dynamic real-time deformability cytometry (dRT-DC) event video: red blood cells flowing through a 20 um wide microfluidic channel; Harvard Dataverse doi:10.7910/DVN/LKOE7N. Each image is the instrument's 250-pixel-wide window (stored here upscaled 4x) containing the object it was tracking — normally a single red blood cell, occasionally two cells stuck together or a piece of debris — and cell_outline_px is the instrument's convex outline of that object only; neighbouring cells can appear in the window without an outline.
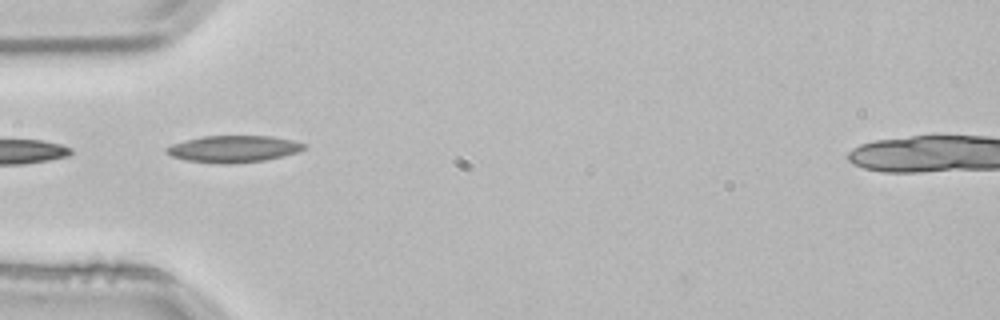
{"species": "common noctule bat (a hibernating species)", "species_latin": "Nyctalus noctula", "temperature_condition": "room temperature", "stored_images_in_passage": 2, "camera_frame_rate_fps": 3000, "um_per_image_px": 0.085, "animal": {"sex": "male", "body_mass_g": 21.5, "forearm_length_mm": 52.0}, "frame": {"image": 1, "passage_image": 2, "time_ms": 0.333, "image_size_px": [1000, 320], "cell_outline_px": [[308, 148], [296, 152], [264, 160], [232, 164], [220, 164], [188, 160], [172, 156], [164, 152], [164, 148], [172, 144], [184, 140], [204, 136], [272, 136], [292, 140], [308, 144]], "centroid_in_image_um": [19.84, 12.65], "position_along_channel_um": 65.2, "area_um2": 21.5}}